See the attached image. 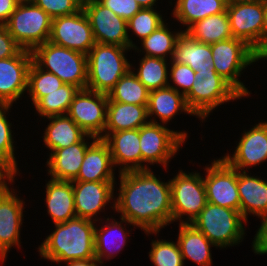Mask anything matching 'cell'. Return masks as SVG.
<instances>
[{"instance_id":"42","label":"cell","mask_w":267,"mask_h":266,"mask_svg":"<svg viewBox=\"0 0 267 266\" xmlns=\"http://www.w3.org/2000/svg\"><path fill=\"white\" fill-rule=\"evenodd\" d=\"M34 3L42 8L52 19L71 15L80 10L73 0H35Z\"/></svg>"},{"instance_id":"24","label":"cell","mask_w":267,"mask_h":266,"mask_svg":"<svg viewBox=\"0 0 267 266\" xmlns=\"http://www.w3.org/2000/svg\"><path fill=\"white\" fill-rule=\"evenodd\" d=\"M237 186L240 198V213L248 222L249 215L258 218L267 216V181L251 176L247 171L237 170Z\"/></svg>"},{"instance_id":"19","label":"cell","mask_w":267,"mask_h":266,"mask_svg":"<svg viewBox=\"0 0 267 266\" xmlns=\"http://www.w3.org/2000/svg\"><path fill=\"white\" fill-rule=\"evenodd\" d=\"M13 188L0 197V263L3 264L11 247L20 249L21 226L25 202Z\"/></svg>"},{"instance_id":"26","label":"cell","mask_w":267,"mask_h":266,"mask_svg":"<svg viewBox=\"0 0 267 266\" xmlns=\"http://www.w3.org/2000/svg\"><path fill=\"white\" fill-rule=\"evenodd\" d=\"M46 183L47 213L54 224L76 217L72 181L48 179Z\"/></svg>"},{"instance_id":"31","label":"cell","mask_w":267,"mask_h":266,"mask_svg":"<svg viewBox=\"0 0 267 266\" xmlns=\"http://www.w3.org/2000/svg\"><path fill=\"white\" fill-rule=\"evenodd\" d=\"M172 60L188 65L195 72L198 69L213 67L211 45L194 40L182 32L176 42Z\"/></svg>"},{"instance_id":"45","label":"cell","mask_w":267,"mask_h":266,"mask_svg":"<svg viewBox=\"0 0 267 266\" xmlns=\"http://www.w3.org/2000/svg\"><path fill=\"white\" fill-rule=\"evenodd\" d=\"M16 175L20 176L18 172L11 164L0 161V197L6 195L12 188H9V184L15 183ZM9 181V182H8Z\"/></svg>"},{"instance_id":"37","label":"cell","mask_w":267,"mask_h":266,"mask_svg":"<svg viewBox=\"0 0 267 266\" xmlns=\"http://www.w3.org/2000/svg\"><path fill=\"white\" fill-rule=\"evenodd\" d=\"M65 84L58 76L39 68L33 61L28 70L27 92L34 106L43 96Z\"/></svg>"},{"instance_id":"50","label":"cell","mask_w":267,"mask_h":266,"mask_svg":"<svg viewBox=\"0 0 267 266\" xmlns=\"http://www.w3.org/2000/svg\"><path fill=\"white\" fill-rule=\"evenodd\" d=\"M135 1H137L142 8H157L155 6H157L156 2L158 0H135Z\"/></svg>"},{"instance_id":"7","label":"cell","mask_w":267,"mask_h":266,"mask_svg":"<svg viewBox=\"0 0 267 266\" xmlns=\"http://www.w3.org/2000/svg\"><path fill=\"white\" fill-rule=\"evenodd\" d=\"M211 45L213 68L243 98L252 94L238 77L257 62V53L243 40L230 38Z\"/></svg>"},{"instance_id":"25","label":"cell","mask_w":267,"mask_h":266,"mask_svg":"<svg viewBox=\"0 0 267 266\" xmlns=\"http://www.w3.org/2000/svg\"><path fill=\"white\" fill-rule=\"evenodd\" d=\"M182 112L195 116L188 108L185 96L171 87H164L149 92L147 113L149 122L166 125ZM154 116V118H153ZM159 118L156 120V118Z\"/></svg>"},{"instance_id":"30","label":"cell","mask_w":267,"mask_h":266,"mask_svg":"<svg viewBox=\"0 0 267 266\" xmlns=\"http://www.w3.org/2000/svg\"><path fill=\"white\" fill-rule=\"evenodd\" d=\"M228 0H176L171 12L185 32L192 24L208 16L227 11Z\"/></svg>"},{"instance_id":"38","label":"cell","mask_w":267,"mask_h":266,"mask_svg":"<svg viewBox=\"0 0 267 266\" xmlns=\"http://www.w3.org/2000/svg\"><path fill=\"white\" fill-rule=\"evenodd\" d=\"M149 259L155 266H184V260L179 245L166 239L153 240L149 252Z\"/></svg>"},{"instance_id":"33","label":"cell","mask_w":267,"mask_h":266,"mask_svg":"<svg viewBox=\"0 0 267 266\" xmlns=\"http://www.w3.org/2000/svg\"><path fill=\"white\" fill-rule=\"evenodd\" d=\"M185 33L192 39L206 44H213L233 37L227 11L197 21Z\"/></svg>"},{"instance_id":"49","label":"cell","mask_w":267,"mask_h":266,"mask_svg":"<svg viewBox=\"0 0 267 266\" xmlns=\"http://www.w3.org/2000/svg\"><path fill=\"white\" fill-rule=\"evenodd\" d=\"M98 1L99 0H73V2L81 10H84L86 7L93 5L95 2H98Z\"/></svg>"},{"instance_id":"47","label":"cell","mask_w":267,"mask_h":266,"mask_svg":"<svg viewBox=\"0 0 267 266\" xmlns=\"http://www.w3.org/2000/svg\"><path fill=\"white\" fill-rule=\"evenodd\" d=\"M19 2L17 0H0V24H6L15 11Z\"/></svg>"},{"instance_id":"51","label":"cell","mask_w":267,"mask_h":266,"mask_svg":"<svg viewBox=\"0 0 267 266\" xmlns=\"http://www.w3.org/2000/svg\"><path fill=\"white\" fill-rule=\"evenodd\" d=\"M267 0H228V3L242 4V3H259L264 4Z\"/></svg>"},{"instance_id":"5","label":"cell","mask_w":267,"mask_h":266,"mask_svg":"<svg viewBox=\"0 0 267 266\" xmlns=\"http://www.w3.org/2000/svg\"><path fill=\"white\" fill-rule=\"evenodd\" d=\"M195 73V81L185 95V101L202 122L220 105L243 98L213 67L198 69Z\"/></svg>"},{"instance_id":"52","label":"cell","mask_w":267,"mask_h":266,"mask_svg":"<svg viewBox=\"0 0 267 266\" xmlns=\"http://www.w3.org/2000/svg\"><path fill=\"white\" fill-rule=\"evenodd\" d=\"M267 60V42L265 45L262 47V49L257 53V61L259 60Z\"/></svg>"},{"instance_id":"41","label":"cell","mask_w":267,"mask_h":266,"mask_svg":"<svg viewBox=\"0 0 267 266\" xmlns=\"http://www.w3.org/2000/svg\"><path fill=\"white\" fill-rule=\"evenodd\" d=\"M169 62L170 71L168 77L170 78L168 79L170 80L168 82L170 83H168V86L185 96L192 88V83L195 81L196 73L188 65L176 63L173 60Z\"/></svg>"},{"instance_id":"15","label":"cell","mask_w":267,"mask_h":266,"mask_svg":"<svg viewBox=\"0 0 267 266\" xmlns=\"http://www.w3.org/2000/svg\"><path fill=\"white\" fill-rule=\"evenodd\" d=\"M96 43L133 49L136 44L128 35L127 21L117 16L99 1L84 9Z\"/></svg>"},{"instance_id":"17","label":"cell","mask_w":267,"mask_h":266,"mask_svg":"<svg viewBox=\"0 0 267 266\" xmlns=\"http://www.w3.org/2000/svg\"><path fill=\"white\" fill-rule=\"evenodd\" d=\"M32 53L21 49L15 56L0 59V105H13L27 92Z\"/></svg>"},{"instance_id":"16","label":"cell","mask_w":267,"mask_h":266,"mask_svg":"<svg viewBox=\"0 0 267 266\" xmlns=\"http://www.w3.org/2000/svg\"><path fill=\"white\" fill-rule=\"evenodd\" d=\"M117 182L72 181L76 217L94 222L100 221V212L113 201L110 208L115 210L114 191ZM98 217V218H96ZM95 218V219H94Z\"/></svg>"},{"instance_id":"6","label":"cell","mask_w":267,"mask_h":266,"mask_svg":"<svg viewBox=\"0 0 267 266\" xmlns=\"http://www.w3.org/2000/svg\"><path fill=\"white\" fill-rule=\"evenodd\" d=\"M32 61L41 69L58 76L65 84L79 89L87 86V55L50 41L32 51Z\"/></svg>"},{"instance_id":"34","label":"cell","mask_w":267,"mask_h":266,"mask_svg":"<svg viewBox=\"0 0 267 266\" xmlns=\"http://www.w3.org/2000/svg\"><path fill=\"white\" fill-rule=\"evenodd\" d=\"M132 65L130 64V69L149 91L168 87L170 63L167 60L143 56L138 64L139 68Z\"/></svg>"},{"instance_id":"29","label":"cell","mask_w":267,"mask_h":266,"mask_svg":"<svg viewBox=\"0 0 267 266\" xmlns=\"http://www.w3.org/2000/svg\"><path fill=\"white\" fill-rule=\"evenodd\" d=\"M149 122L147 105H134L108 100L104 133L139 129Z\"/></svg>"},{"instance_id":"44","label":"cell","mask_w":267,"mask_h":266,"mask_svg":"<svg viewBox=\"0 0 267 266\" xmlns=\"http://www.w3.org/2000/svg\"><path fill=\"white\" fill-rule=\"evenodd\" d=\"M21 49L8 32L6 25L0 24V59L13 57Z\"/></svg>"},{"instance_id":"21","label":"cell","mask_w":267,"mask_h":266,"mask_svg":"<svg viewBox=\"0 0 267 266\" xmlns=\"http://www.w3.org/2000/svg\"><path fill=\"white\" fill-rule=\"evenodd\" d=\"M96 139L87 134L80 142L49 153L46 162L48 176L55 180L73 181L78 176L87 148Z\"/></svg>"},{"instance_id":"39","label":"cell","mask_w":267,"mask_h":266,"mask_svg":"<svg viewBox=\"0 0 267 266\" xmlns=\"http://www.w3.org/2000/svg\"><path fill=\"white\" fill-rule=\"evenodd\" d=\"M163 18L155 8H142L127 21L128 35L133 32L142 41L165 22Z\"/></svg>"},{"instance_id":"46","label":"cell","mask_w":267,"mask_h":266,"mask_svg":"<svg viewBox=\"0 0 267 266\" xmlns=\"http://www.w3.org/2000/svg\"><path fill=\"white\" fill-rule=\"evenodd\" d=\"M259 226L252 241V250L255 255H265L267 254V216L261 218Z\"/></svg>"},{"instance_id":"4","label":"cell","mask_w":267,"mask_h":266,"mask_svg":"<svg viewBox=\"0 0 267 266\" xmlns=\"http://www.w3.org/2000/svg\"><path fill=\"white\" fill-rule=\"evenodd\" d=\"M240 211L207 202L191 224L217 248L239 245L245 237V224Z\"/></svg>"},{"instance_id":"27","label":"cell","mask_w":267,"mask_h":266,"mask_svg":"<svg viewBox=\"0 0 267 266\" xmlns=\"http://www.w3.org/2000/svg\"><path fill=\"white\" fill-rule=\"evenodd\" d=\"M177 243L184 263L191 260L198 266H212L211 246L217 248L192 224H179Z\"/></svg>"},{"instance_id":"53","label":"cell","mask_w":267,"mask_h":266,"mask_svg":"<svg viewBox=\"0 0 267 266\" xmlns=\"http://www.w3.org/2000/svg\"><path fill=\"white\" fill-rule=\"evenodd\" d=\"M264 9H265L264 20H265V43H266L267 42V2L264 3Z\"/></svg>"},{"instance_id":"36","label":"cell","mask_w":267,"mask_h":266,"mask_svg":"<svg viewBox=\"0 0 267 266\" xmlns=\"http://www.w3.org/2000/svg\"><path fill=\"white\" fill-rule=\"evenodd\" d=\"M79 88L72 84H63L52 93L43 96L35 105V110L40 117L65 115Z\"/></svg>"},{"instance_id":"11","label":"cell","mask_w":267,"mask_h":266,"mask_svg":"<svg viewBox=\"0 0 267 266\" xmlns=\"http://www.w3.org/2000/svg\"><path fill=\"white\" fill-rule=\"evenodd\" d=\"M227 13L232 36L258 53L265 45L264 4L228 3Z\"/></svg>"},{"instance_id":"9","label":"cell","mask_w":267,"mask_h":266,"mask_svg":"<svg viewBox=\"0 0 267 266\" xmlns=\"http://www.w3.org/2000/svg\"><path fill=\"white\" fill-rule=\"evenodd\" d=\"M5 25L22 49L32 51L49 41L52 18L35 3H19Z\"/></svg>"},{"instance_id":"22","label":"cell","mask_w":267,"mask_h":266,"mask_svg":"<svg viewBox=\"0 0 267 266\" xmlns=\"http://www.w3.org/2000/svg\"><path fill=\"white\" fill-rule=\"evenodd\" d=\"M108 144L97 138L86 150L78 176L73 181L116 182Z\"/></svg>"},{"instance_id":"48","label":"cell","mask_w":267,"mask_h":266,"mask_svg":"<svg viewBox=\"0 0 267 266\" xmlns=\"http://www.w3.org/2000/svg\"><path fill=\"white\" fill-rule=\"evenodd\" d=\"M66 266H101L102 264L97 259L88 260H72L64 262Z\"/></svg>"},{"instance_id":"40","label":"cell","mask_w":267,"mask_h":266,"mask_svg":"<svg viewBox=\"0 0 267 266\" xmlns=\"http://www.w3.org/2000/svg\"><path fill=\"white\" fill-rule=\"evenodd\" d=\"M13 105H0V161L11 164L18 172V162L15 157V144L12 136V123L9 122L8 114Z\"/></svg>"},{"instance_id":"2","label":"cell","mask_w":267,"mask_h":266,"mask_svg":"<svg viewBox=\"0 0 267 266\" xmlns=\"http://www.w3.org/2000/svg\"><path fill=\"white\" fill-rule=\"evenodd\" d=\"M55 229L38 246L43 259L58 264L72 260L95 258L96 222L75 217L64 223L54 224Z\"/></svg>"},{"instance_id":"23","label":"cell","mask_w":267,"mask_h":266,"mask_svg":"<svg viewBox=\"0 0 267 266\" xmlns=\"http://www.w3.org/2000/svg\"><path fill=\"white\" fill-rule=\"evenodd\" d=\"M104 219L105 222L103 219L99 222V225L102 224V226H99V228L95 226L94 236L95 258L102 265L104 260L110 261L112 258L116 257L127 244L128 235L131 233L126 229L125 225H132L133 228L136 227L122 217L119 219L121 220L120 222L117 221V219L115 220L114 217L112 219L104 217ZM103 223H105V225ZM123 223L125 224L123 225Z\"/></svg>"},{"instance_id":"18","label":"cell","mask_w":267,"mask_h":266,"mask_svg":"<svg viewBox=\"0 0 267 266\" xmlns=\"http://www.w3.org/2000/svg\"><path fill=\"white\" fill-rule=\"evenodd\" d=\"M243 132L234 153L222 156L230 167L238 171H248L267 161V122H259Z\"/></svg>"},{"instance_id":"1","label":"cell","mask_w":267,"mask_h":266,"mask_svg":"<svg viewBox=\"0 0 267 266\" xmlns=\"http://www.w3.org/2000/svg\"><path fill=\"white\" fill-rule=\"evenodd\" d=\"M115 212L144 231L158 234L172 223L170 180L161 181L152 169L119 173ZM118 195V197H117Z\"/></svg>"},{"instance_id":"10","label":"cell","mask_w":267,"mask_h":266,"mask_svg":"<svg viewBox=\"0 0 267 266\" xmlns=\"http://www.w3.org/2000/svg\"><path fill=\"white\" fill-rule=\"evenodd\" d=\"M187 138L186 131H175L160 123L148 122L140 127L142 170L150 169L148 165L154 164L168 169L170 159L178 153Z\"/></svg>"},{"instance_id":"32","label":"cell","mask_w":267,"mask_h":266,"mask_svg":"<svg viewBox=\"0 0 267 266\" xmlns=\"http://www.w3.org/2000/svg\"><path fill=\"white\" fill-rule=\"evenodd\" d=\"M169 24L165 22L161 24L155 31H153L147 38L140 43V48L136 45L133 51L141 52L144 56L156 57L165 60H172L175 50L176 42L183 30L172 31ZM142 48V49H141ZM169 56V59H168Z\"/></svg>"},{"instance_id":"35","label":"cell","mask_w":267,"mask_h":266,"mask_svg":"<svg viewBox=\"0 0 267 266\" xmlns=\"http://www.w3.org/2000/svg\"><path fill=\"white\" fill-rule=\"evenodd\" d=\"M149 90L129 69L107 94L108 100L119 103L148 105Z\"/></svg>"},{"instance_id":"20","label":"cell","mask_w":267,"mask_h":266,"mask_svg":"<svg viewBox=\"0 0 267 266\" xmlns=\"http://www.w3.org/2000/svg\"><path fill=\"white\" fill-rule=\"evenodd\" d=\"M101 139L109 146L114 167L120 166L119 173L142 170L140 128L104 133Z\"/></svg>"},{"instance_id":"8","label":"cell","mask_w":267,"mask_h":266,"mask_svg":"<svg viewBox=\"0 0 267 266\" xmlns=\"http://www.w3.org/2000/svg\"><path fill=\"white\" fill-rule=\"evenodd\" d=\"M202 173L185 172L179 170L178 174L170 180L172 224H191L207 204V196ZM186 218L184 219V217Z\"/></svg>"},{"instance_id":"14","label":"cell","mask_w":267,"mask_h":266,"mask_svg":"<svg viewBox=\"0 0 267 266\" xmlns=\"http://www.w3.org/2000/svg\"><path fill=\"white\" fill-rule=\"evenodd\" d=\"M49 41L87 55L95 45L93 31L84 10L52 19Z\"/></svg>"},{"instance_id":"13","label":"cell","mask_w":267,"mask_h":266,"mask_svg":"<svg viewBox=\"0 0 267 266\" xmlns=\"http://www.w3.org/2000/svg\"><path fill=\"white\" fill-rule=\"evenodd\" d=\"M204 169L207 202L240 211L237 170L221 157L214 159L211 165H206Z\"/></svg>"},{"instance_id":"43","label":"cell","mask_w":267,"mask_h":266,"mask_svg":"<svg viewBox=\"0 0 267 266\" xmlns=\"http://www.w3.org/2000/svg\"><path fill=\"white\" fill-rule=\"evenodd\" d=\"M99 2L125 21L131 19L142 9L135 0H99Z\"/></svg>"},{"instance_id":"12","label":"cell","mask_w":267,"mask_h":266,"mask_svg":"<svg viewBox=\"0 0 267 266\" xmlns=\"http://www.w3.org/2000/svg\"><path fill=\"white\" fill-rule=\"evenodd\" d=\"M108 96L89 89H79L67 115L87 134L102 138L107 121Z\"/></svg>"},{"instance_id":"54","label":"cell","mask_w":267,"mask_h":266,"mask_svg":"<svg viewBox=\"0 0 267 266\" xmlns=\"http://www.w3.org/2000/svg\"><path fill=\"white\" fill-rule=\"evenodd\" d=\"M19 3H34L35 0H17Z\"/></svg>"},{"instance_id":"28","label":"cell","mask_w":267,"mask_h":266,"mask_svg":"<svg viewBox=\"0 0 267 266\" xmlns=\"http://www.w3.org/2000/svg\"><path fill=\"white\" fill-rule=\"evenodd\" d=\"M49 121L43 133V142L50 153L80 142L84 132L67 114L46 117Z\"/></svg>"},{"instance_id":"3","label":"cell","mask_w":267,"mask_h":266,"mask_svg":"<svg viewBox=\"0 0 267 266\" xmlns=\"http://www.w3.org/2000/svg\"><path fill=\"white\" fill-rule=\"evenodd\" d=\"M129 47L95 43L87 54V86L89 90L108 94L130 69ZM126 56V57H125Z\"/></svg>"}]
</instances>
